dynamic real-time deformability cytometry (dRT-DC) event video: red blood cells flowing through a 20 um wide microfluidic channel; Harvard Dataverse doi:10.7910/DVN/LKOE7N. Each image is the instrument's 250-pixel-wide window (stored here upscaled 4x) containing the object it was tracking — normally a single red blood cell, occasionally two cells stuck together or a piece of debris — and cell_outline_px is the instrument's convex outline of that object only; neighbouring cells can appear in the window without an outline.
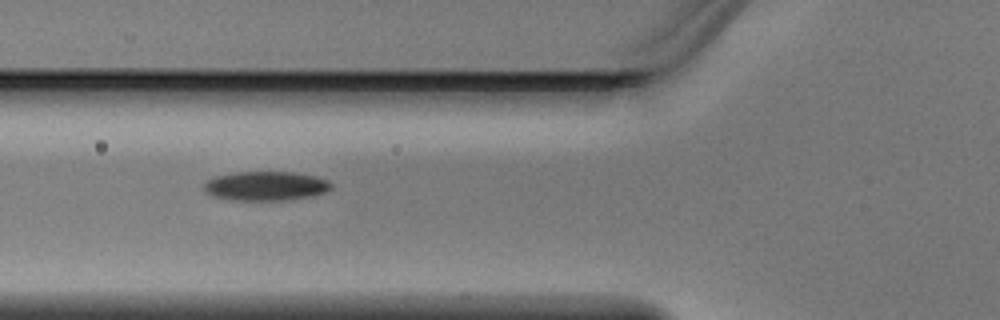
{"species": "Egyptian fruit bat (a non-hibernating species)", "species_latin": "Rousettus aegyptiacus", "temperature_condition": "warm", "stored_images_in_passage": 5, "camera_frame_rate_fps": 3000, "um_per_image_px": 0.085, "animal": {"sex": "male"}, "frame": {"image": 1, "passage_image": 5, "time_ms": 1.333, "image_size_px": [1000, 320], "cell_outline_px": [[332, 188], [324, 192], [312, 196], [288, 200], [232, 200], [212, 196], [204, 192], [204, 184], [212, 176], [236, 172], [292, 172], [316, 176], [328, 180], [332, 184]], "centroid_in_image_um": [22.57, 15.81], "position_along_channel_um": 103.2, "area_um2": 21.85}}